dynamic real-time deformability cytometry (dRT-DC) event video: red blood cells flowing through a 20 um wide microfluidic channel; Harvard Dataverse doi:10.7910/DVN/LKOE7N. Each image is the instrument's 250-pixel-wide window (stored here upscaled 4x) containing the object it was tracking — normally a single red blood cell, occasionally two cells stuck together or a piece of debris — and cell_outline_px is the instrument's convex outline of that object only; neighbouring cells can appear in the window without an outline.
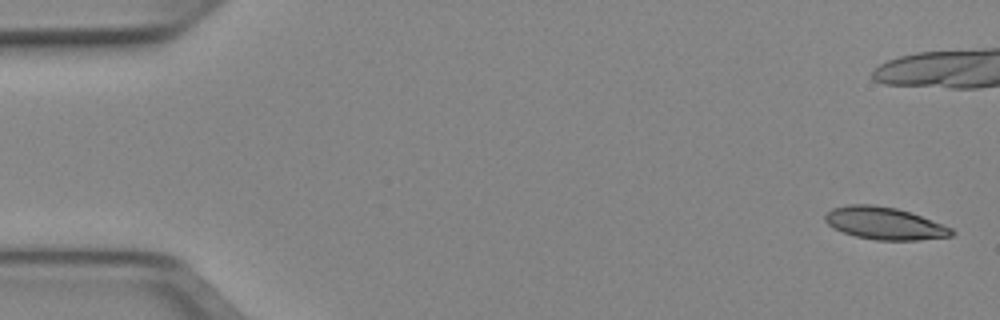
{"species": "Egyptian fruit bat (a non-hibernating species)", "species_latin": "Rousettus aegyptiacus", "temperature_condition": "cold", "stored_images_in_passage": 10, "camera_frame_rate_fps": 3000, "um_per_image_px": 0.085, "animal": {"sex": "female"}, "frame": {"image": 1, "passage_image": 1, "time_ms": 0.0, "image_size_px": [1000, 320], "cell_outline_px": [[956, 232], [952, 236], [920, 240], [876, 240], [856, 236], [844, 232], [828, 224], [824, 220], [824, 216], [832, 208], [848, 204], [872, 204], [896, 208], [920, 216], [952, 228]], "centroid_in_image_um": [75.19, 18.98], "position_along_channel_um": 9.8, "area_um2": 23.64}}